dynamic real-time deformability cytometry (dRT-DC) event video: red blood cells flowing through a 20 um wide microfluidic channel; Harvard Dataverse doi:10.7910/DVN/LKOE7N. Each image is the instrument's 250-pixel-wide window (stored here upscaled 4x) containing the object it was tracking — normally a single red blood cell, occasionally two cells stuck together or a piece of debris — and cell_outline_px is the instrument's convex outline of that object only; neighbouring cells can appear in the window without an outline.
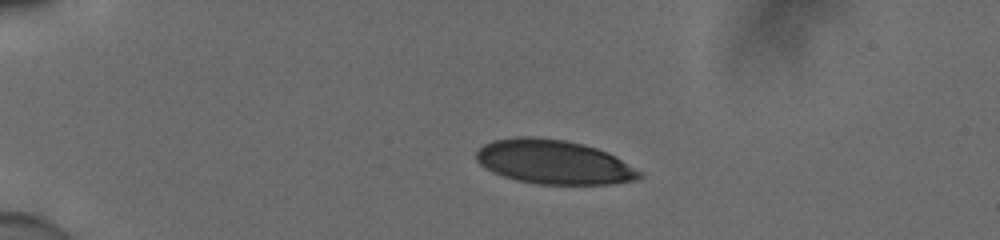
{"species": "human", "species_latin": "Homo sapiens", "temperature_condition": "cold", "stored_images_in_passage": 42, "camera_frame_rate_fps": 3000, "um_per_image_px": 0.085, "donor": {"sex": "male"}, "frame": {"image": 1, "passage_image": 1, "time_ms": 0.0, "image_size_px": [1000, 240], "cell_outline_px": [[644, 176], [636, 180], [612, 184], [536, 184], [516, 180], [492, 172], [484, 168], [476, 160], [476, 152], [484, 144], [492, 140], [520, 136], [532, 136], [564, 140], [584, 144], [608, 152], [644, 172]], "centroid_in_image_um": [47.09, 13.77], "position_along_channel_um": 37.9, "area_um2": 42.31}}
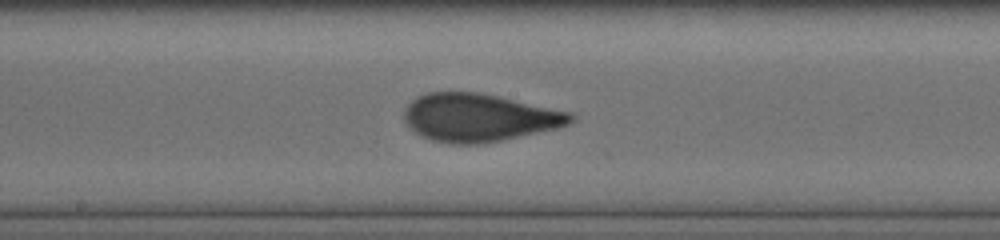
{"frame": {"image": 2, "passage_image": 19, "time_ms": 6.0, "image_size_px": [1000, 240], "cell_outline_px": [[576, 120], [560, 128], [480, 144], [452, 144], [432, 140], [420, 136], [408, 128], [404, 120], [404, 108], [416, 96], [428, 92], [476, 92], [496, 96], [572, 112], [576, 116]], "centroid_in_image_um": [40.7, 10.0], "position_along_channel_um": 207.5, "area_um2": 46.7}}
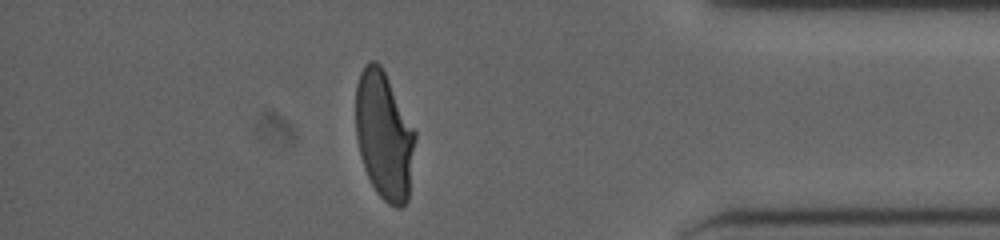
{"frame": {"image": 3, "passage_image": 36, "time_ms": 11.667, "image_size_px": [1000, 240], "cell_outline_px": [[416, 136], [408, 200], [400, 208], [396, 208], [388, 204], [376, 192], [364, 168], [356, 136], [356, 84], [360, 72], [364, 64], [368, 60], [376, 60], [380, 64], [416, 132]], "centroid_in_image_um": [32.64, 11.51], "position_along_channel_um": 402.6, "area_um2": 44.22}, "authors_computed_cell_mechanics": {"area_um2": 45.662, "velocity_mm_per_s": 3.9039, "shape_relaxation_time_tau1_ms": 5.993, "shape_relaxation_time_tau2_ms": null, "deformation_change_tau1": 0.2058, "deformation_change_tau2": null}}